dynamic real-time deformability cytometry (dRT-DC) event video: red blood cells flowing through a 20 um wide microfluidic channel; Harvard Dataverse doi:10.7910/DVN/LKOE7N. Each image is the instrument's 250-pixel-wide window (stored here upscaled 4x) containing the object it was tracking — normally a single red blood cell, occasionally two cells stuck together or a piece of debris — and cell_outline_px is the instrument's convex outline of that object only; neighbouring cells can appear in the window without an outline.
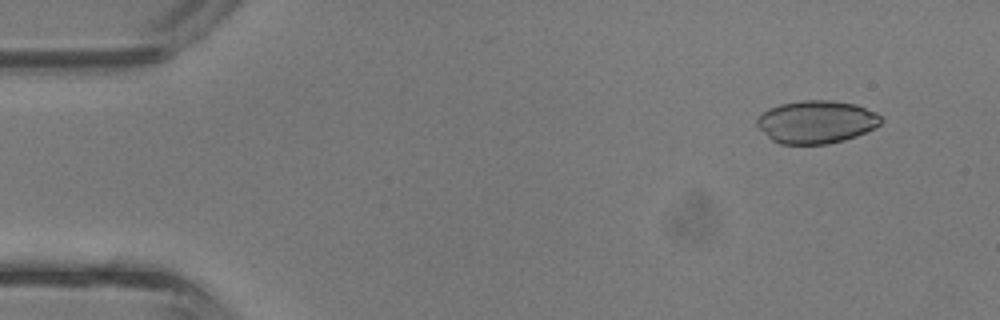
{"species": "common noctule bat (a hibernating species)", "species_latin": "Nyctalus noctula", "temperature_condition": "room temperature", "stored_images_in_passage": 13, "camera_frame_rate_fps": 3000, "um_per_image_px": 0.085, "animal": {"sex": "male", "body_mass_g": 13.3}, "frame": {"image": 1, "passage_image": 4, "time_ms": 1.0, "image_size_px": [1000, 320], "cell_outline_px": [[884, 120], [876, 128], [856, 136], [844, 140], [828, 144], [780, 144], [772, 140], [756, 124], [756, 120], [768, 108], [780, 104], [800, 100], [832, 100], [856, 104], [876, 112]], "centroid_in_image_um": [69.42, 10.36], "position_along_channel_um": 15.6, "area_um2": 31.1}}